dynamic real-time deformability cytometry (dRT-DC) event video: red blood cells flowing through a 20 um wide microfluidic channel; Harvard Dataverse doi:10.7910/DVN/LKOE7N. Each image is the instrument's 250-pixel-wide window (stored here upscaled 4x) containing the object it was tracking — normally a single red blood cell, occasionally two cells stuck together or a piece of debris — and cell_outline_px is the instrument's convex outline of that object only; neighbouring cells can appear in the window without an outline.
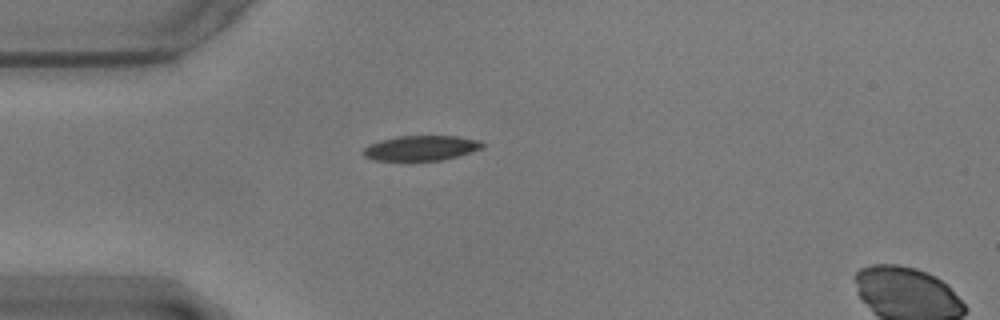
{"species": "common noctule bat (a hibernating species)", "species_latin": "Nyctalus noctula", "temperature_condition": "warm", "stored_images_in_passage": 42, "camera_frame_rate_fps": 3000, "um_per_image_px": 0.085, "animal": {"sex": "male", "body_mass_g": 17.9}, "frame": {"image": 1, "passage_image": 1, "time_ms": 0.0, "image_size_px": [1000, 320], "cell_outline_px": [[484, 144], [480, 148], [456, 156], [440, 160], [376, 160], [364, 156], [360, 152], [368, 144], [380, 140], [396, 136], [456, 136], [480, 140]], "centroid_in_image_um": [35.72, 12.57], "position_along_channel_um": 49.3, "area_um2": 17.17}}
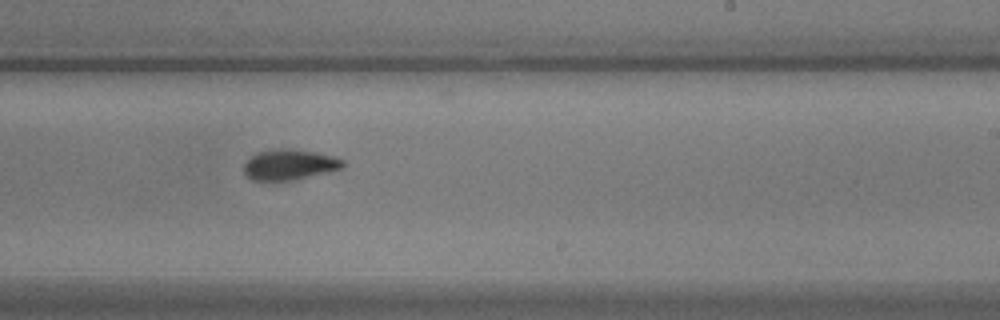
{"frame": {"image": 2, "passage_image": 20, "time_ms": 6.333, "image_size_px": [1000, 320], "cell_outline_px": [[344, 168], [328, 172], [292, 180], [252, 180], [244, 176], [244, 164], [256, 152], [280, 148], [288, 148], [316, 152], [336, 156], [344, 160]], "centroid_in_image_um": [24.62, 13.98], "position_along_channel_um": 264.4, "area_um2": 17.74}}
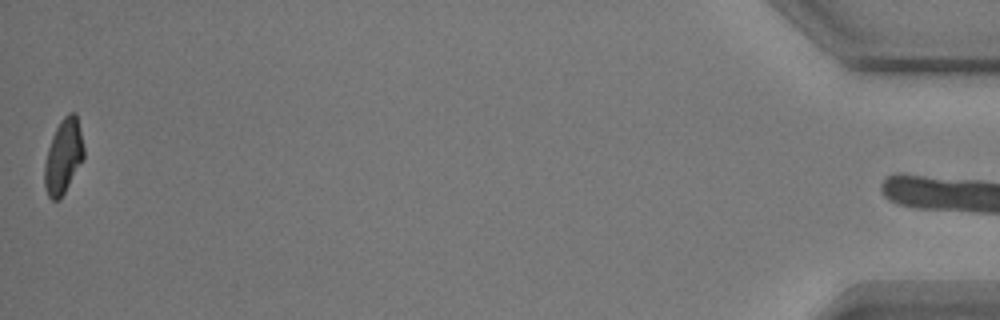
{"frame": {"image": 3, "passage_image": 42, "time_ms": 13.667, "image_size_px": [1000, 320], "cell_outline_px": [[84, 156], [60, 200], [52, 200], [48, 196], [44, 184], [44, 164], [48, 148], [52, 136], [60, 120], [68, 112], [76, 112], [84, 148]], "centroid_in_image_um": [5.37, 13.27], "position_along_channel_um": 429.8, "area_um2": 16.94}, "authors_computed_cell_mechanics": {"area_um2": 17.918, "velocity_mm_per_s": 3.562, "shape_relaxation_time_tau1_ms": 4.7173, "shape_relaxation_time_tau2_ms": 4.2284, "deformation_change_tau1": 0.1322, "deformation_change_tau2": 0.089}}